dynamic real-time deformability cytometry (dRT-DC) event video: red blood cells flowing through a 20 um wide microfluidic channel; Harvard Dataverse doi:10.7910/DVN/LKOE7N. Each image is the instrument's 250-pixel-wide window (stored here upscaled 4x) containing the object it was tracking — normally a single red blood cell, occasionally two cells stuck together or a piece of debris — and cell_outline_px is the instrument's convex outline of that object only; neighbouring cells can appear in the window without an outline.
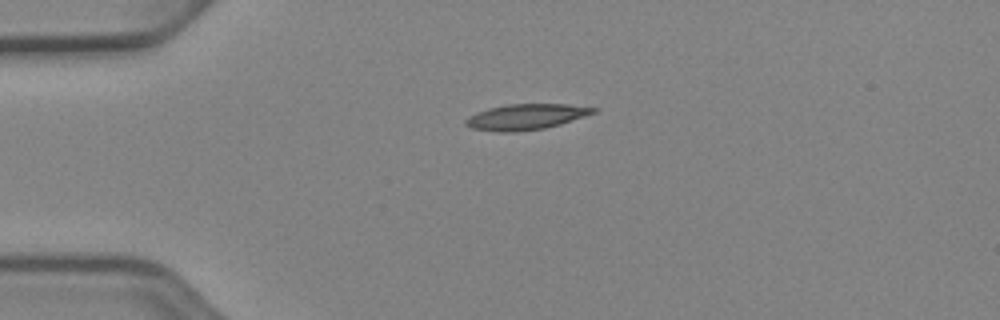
{"species": "Egyptian fruit bat (a non-hibernating species)", "species_latin": "Rousettus aegyptiacus", "temperature_condition": "cold", "stored_images_in_passage": 40, "camera_frame_rate_fps": 3000, "um_per_image_px": 0.085, "animal": {"sex": "female"}, "frame": {"image": 1, "passage_image": 1, "time_ms": 0.0, "image_size_px": [1000, 320], "cell_outline_px": [[600, 108], [596, 112], [560, 124], [544, 128], [516, 132], [496, 132], [472, 128], [464, 124], [464, 120], [468, 116], [476, 112], [488, 108], [504, 104], [568, 104]], "centroid_in_image_um": [44.67, 9.92], "position_along_channel_um": 40.3, "area_um2": 19.25}}
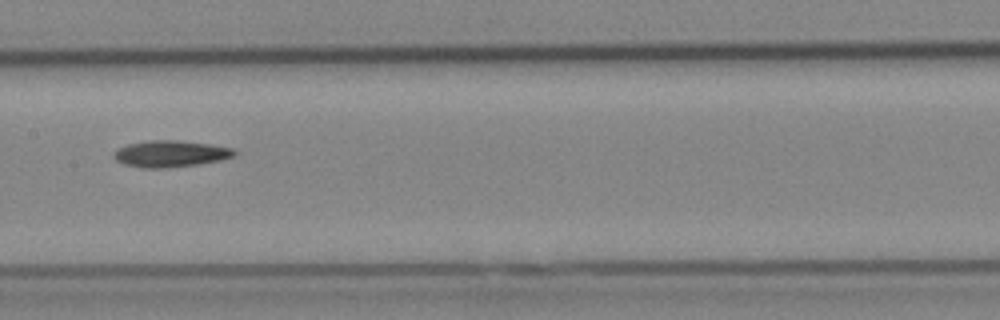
{"frame": {"image": 2, "passage_image": 15, "time_ms": 4.667, "image_size_px": [1000, 320], "cell_outline_px": [[240, 152], [236, 156], [220, 160], [196, 164], [160, 168], [144, 168], [124, 164], [116, 160], [112, 156], [112, 152], [116, 148], [128, 144], [148, 140], [176, 140], [212, 144], [232, 148]], "centroid_in_image_um": [14.49, 13.05], "position_along_channel_um": 192.9, "area_um2": 18.79}}
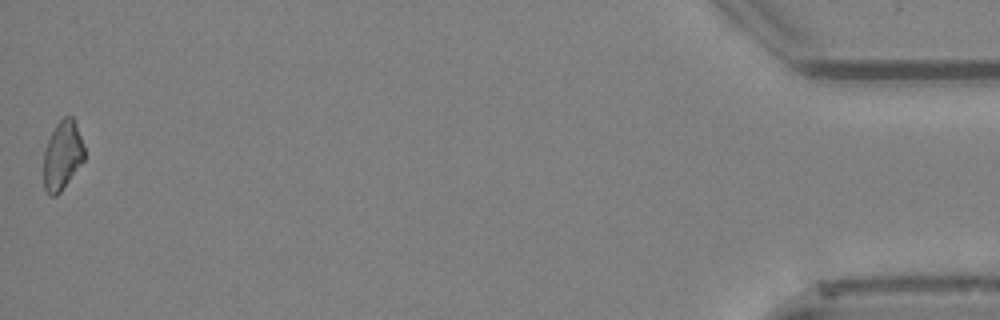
{"frame": {"image": 3, "passage_image": 40, "time_ms": 13.0, "image_size_px": [1000, 320], "cell_outline_px": [[84, 160], [60, 192], [56, 196], [52, 196], [44, 188], [44, 152], [48, 140], [56, 124], [64, 116], [72, 116], [76, 124], [84, 148]], "centroid_in_image_um": [5.3, 13.2], "position_along_channel_um": 429.9, "area_um2": 16.07}}